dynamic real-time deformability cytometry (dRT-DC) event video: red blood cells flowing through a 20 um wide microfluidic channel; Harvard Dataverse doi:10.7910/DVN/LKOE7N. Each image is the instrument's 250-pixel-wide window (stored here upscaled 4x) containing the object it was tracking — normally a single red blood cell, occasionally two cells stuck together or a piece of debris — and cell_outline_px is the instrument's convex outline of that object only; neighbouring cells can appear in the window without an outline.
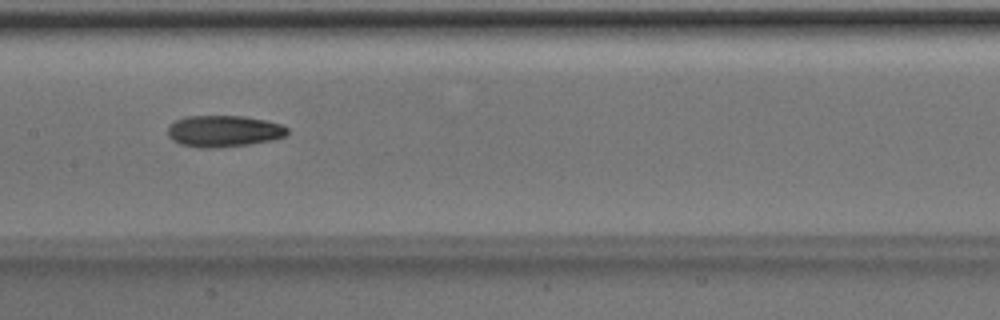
{"species": "Egyptian fruit bat (a non-hibernating species)", "species_latin": "Rousettus aegyptiacus", "temperature_condition": "room temperature", "stored_images_in_passage": 42, "camera_frame_rate_fps": 3000, "um_per_image_px": 0.085, "animal": {"sex": "male"}, "frame": {"image": 1, "passage_image": 17, "time_ms": 5.333, "image_size_px": [1000, 320], "cell_outline_px": [[288, 132], [284, 136], [272, 140], [248, 144], [216, 148], [196, 148], [180, 144], [172, 140], [168, 136], [168, 128], [176, 120], [184, 116], [244, 116], [264, 120], [280, 124], [288, 128]], "centroid_in_image_um": [18.99, 11.15], "position_along_channel_um": 188.4, "area_um2": 21.96}}
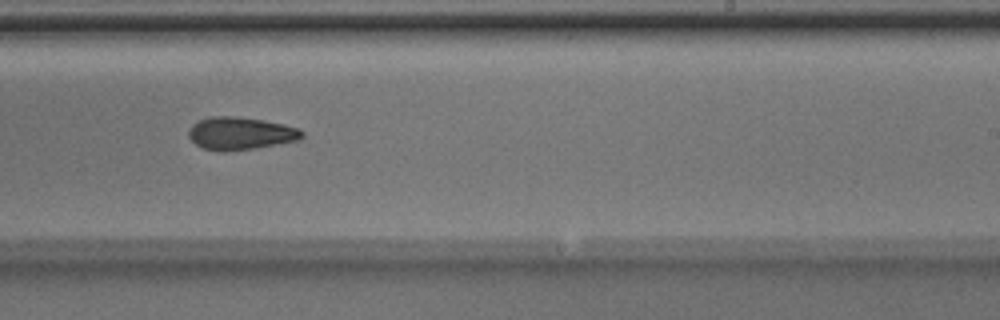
{"frame": {"image": 2, "passage_image": 23, "time_ms": 7.333, "image_size_px": [1000, 320], "cell_outline_px": [[304, 136], [300, 140], [252, 148], [204, 148], [196, 144], [188, 136], [188, 132], [192, 124], [208, 116], [236, 116], [264, 120], [284, 124], [300, 128], [304, 132]], "centroid_in_image_um": [20.5, 11.28], "position_along_channel_um": 268.5, "area_um2": 20.92}}
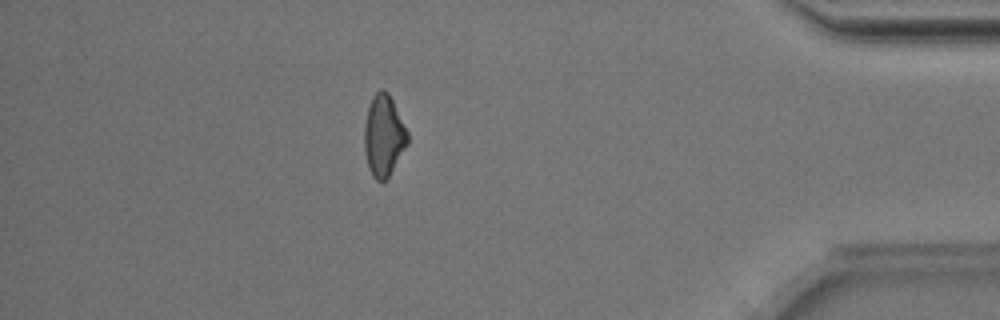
{"frame": {"image": 3, "passage_image": 36, "time_ms": 11.667, "image_size_px": [1000, 320], "cell_outline_px": [[408, 144], [388, 176], [384, 180], [376, 180], [372, 176], [368, 168], [364, 152], [364, 128], [368, 108], [372, 96], [380, 88], [388, 92], [408, 132]], "centroid_in_image_um": [32.6, 11.52], "position_along_channel_um": 402.6, "area_um2": 20.35}, "authors_computed_cell_mechanics": {"area_um2": 21.0681, "velocity_mm_per_s": 4.0352, "shape_relaxation_time_tau1_ms": 8.604, "shape_relaxation_time_tau2_ms": 3.7516, "deformation_change_tau1": 0.1879, "deformation_change_tau2": 0.1181}}